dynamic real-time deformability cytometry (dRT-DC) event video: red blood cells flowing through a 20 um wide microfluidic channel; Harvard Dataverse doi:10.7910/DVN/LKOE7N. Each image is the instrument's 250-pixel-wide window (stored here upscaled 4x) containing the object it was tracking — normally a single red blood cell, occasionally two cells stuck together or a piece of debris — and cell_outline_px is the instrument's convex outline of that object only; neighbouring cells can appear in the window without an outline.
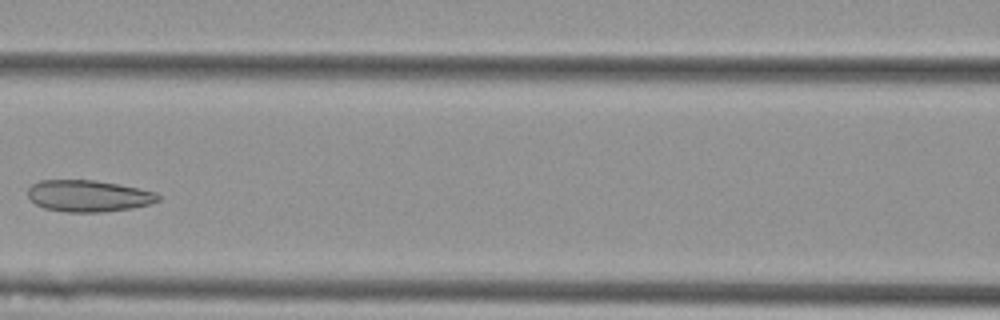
{"species": "Egyptian fruit bat (a non-hibernating species)", "species_latin": "Rousettus aegyptiacus", "temperature_condition": "cold", "stored_images_in_passage": 5, "camera_frame_rate_fps": 3000, "um_per_image_px": 0.085, "animal": {"sex": "female"}, "frame": {"image": 1, "passage_image": 4, "time_ms": 1.0, "image_size_px": [1000, 320], "cell_outline_px": [[160, 200], [148, 204], [132, 208], [100, 212], [64, 212], [44, 208], [36, 204], [28, 196], [28, 188], [32, 184], [40, 180], [96, 180], [120, 184], [156, 192], [160, 196]], "centroid_in_image_um": [7.51, 16.65], "position_along_channel_um": 159.1, "area_um2": 24.04}}
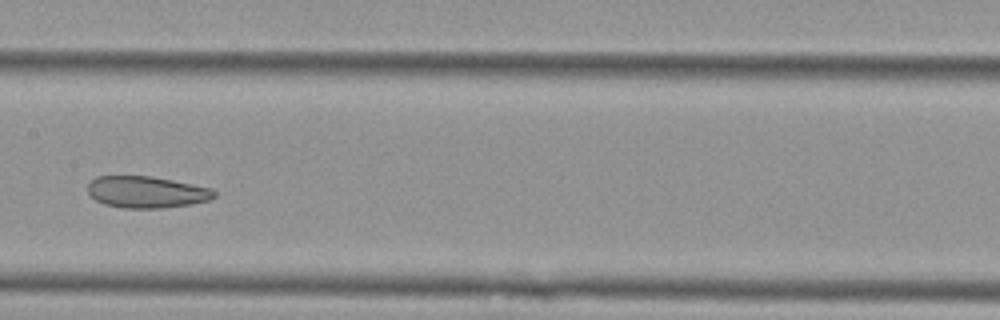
{"frame": {"image": 2, "passage_image": 5, "time_ms": 1.333, "image_size_px": [1000, 320], "cell_outline_px": [[216, 196], [208, 200], [188, 204], [164, 208], [124, 208], [104, 204], [96, 200], [88, 192], [88, 184], [96, 176], [152, 176], [212, 188], [216, 192]], "centroid_in_image_um": [12.45, 16.32], "position_along_channel_um": 194.9, "area_um2": 23.24}}